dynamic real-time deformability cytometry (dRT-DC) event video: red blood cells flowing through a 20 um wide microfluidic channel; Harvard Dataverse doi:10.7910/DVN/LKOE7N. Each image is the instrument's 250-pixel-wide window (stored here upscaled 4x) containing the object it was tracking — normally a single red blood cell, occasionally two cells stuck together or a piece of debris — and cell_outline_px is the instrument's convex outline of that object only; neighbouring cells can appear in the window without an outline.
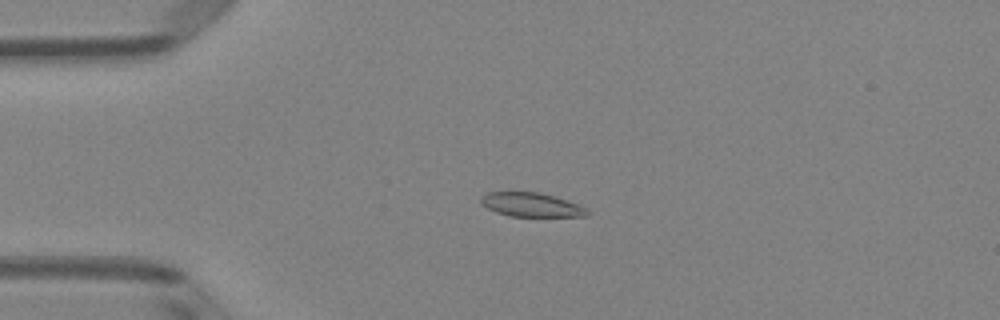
{"species": "Egyptian fruit bat (a non-hibernating species)", "species_latin": "Rousettus aegyptiacus", "temperature_condition": "room temperature", "stored_images_in_passage": 52, "camera_frame_rate_fps": 3000, "um_per_image_px": 0.085, "animal": {"sex": "female"}, "frame": {"image": 1, "passage_image": 13, "time_ms": 4.0, "image_size_px": [1000, 320], "cell_outline_px": [[588, 216], [508, 216], [496, 212], [480, 204], [480, 196], [488, 192], [540, 192], [588, 208]], "centroid_in_image_um": [45.1, 17.4], "position_along_channel_um": 39.9, "area_um2": 14.74}}
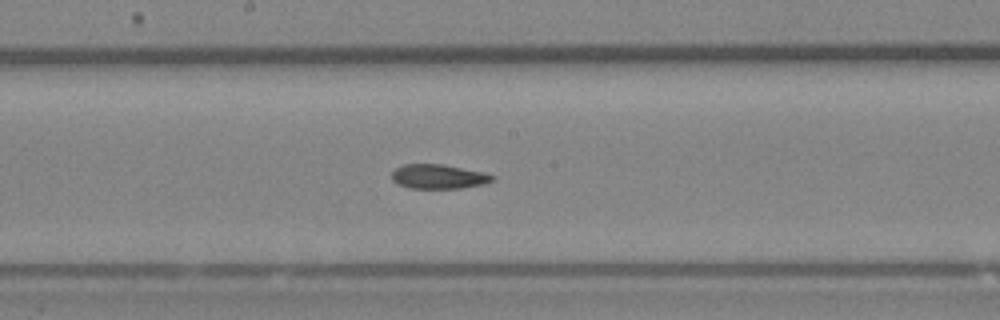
{"frame": {"image": 2, "passage_image": 28, "time_ms": 9.0, "image_size_px": [1000, 320], "cell_outline_px": [[496, 176], [492, 180], [484, 184], [460, 188], [408, 188], [396, 184], [392, 180], [392, 168], [404, 164], [444, 164], [484, 172]], "centroid_in_image_um": [37.23, 15.0], "position_along_channel_um": 211.0, "area_um2": 14.51}}
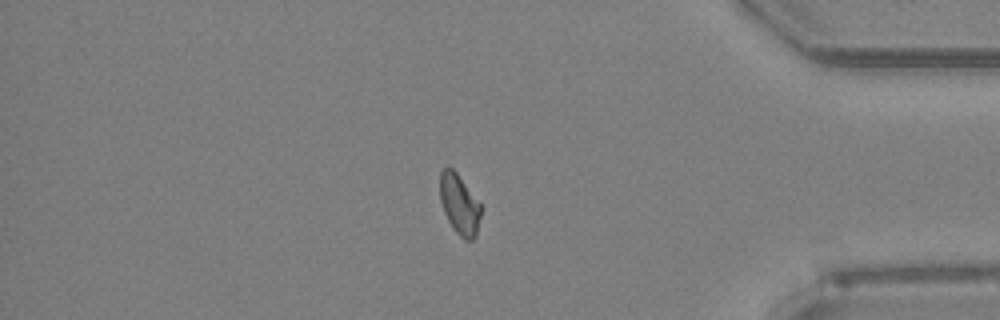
{"frame": {"image": 3, "passage_image": 44, "time_ms": 14.333, "image_size_px": [1000, 320], "cell_outline_px": [[484, 208], [476, 236], [472, 240], [464, 240], [452, 228], [444, 212], [440, 200], [440, 172], [444, 168], [452, 168], [456, 172]], "centroid_in_image_um": [39.08, 17.41], "position_along_channel_um": 396.1, "area_um2": 14.57}}